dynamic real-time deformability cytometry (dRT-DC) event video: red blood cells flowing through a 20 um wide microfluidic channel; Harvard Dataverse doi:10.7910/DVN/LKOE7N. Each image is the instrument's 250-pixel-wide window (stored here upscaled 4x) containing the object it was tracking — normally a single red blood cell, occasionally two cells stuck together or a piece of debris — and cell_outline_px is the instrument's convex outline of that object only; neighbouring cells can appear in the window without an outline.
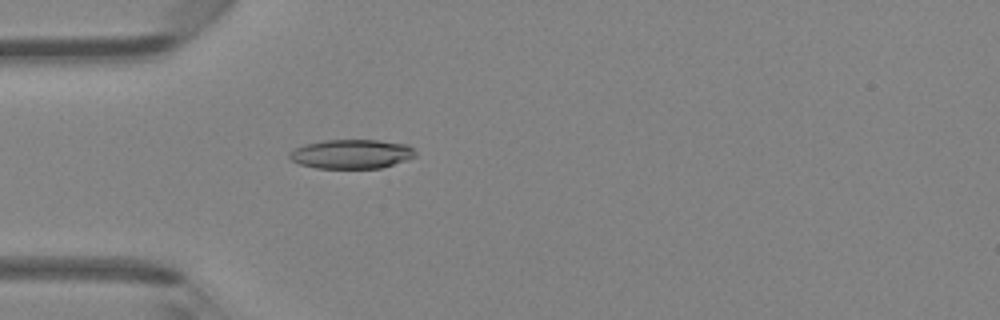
{"species": "Egyptian fruit bat (a non-hibernating species)", "species_latin": "Rousettus aegyptiacus", "temperature_condition": "room temperature", "stored_images_in_passage": 34, "camera_frame_rate_fps": 3000, "um_per_image_px": 0.085, "animal": {"sex": "female"}, "frame": {"image": 1, "passage_image": 1, "time_ms": 0.0, "image_size_px": [1000, 320], "cell_outline_px": [[416, 156], [380, 168], [316, 168], [300, 164], [292, 160], [288, 156], [288, 152], [304, 144], [324, 140], [380, 140], [408, 144], [416, 152]], "centroid_in_image_um": [29.86, 13.08], "position_along_channel_um": 55.1, "area_um2": 21.39}}
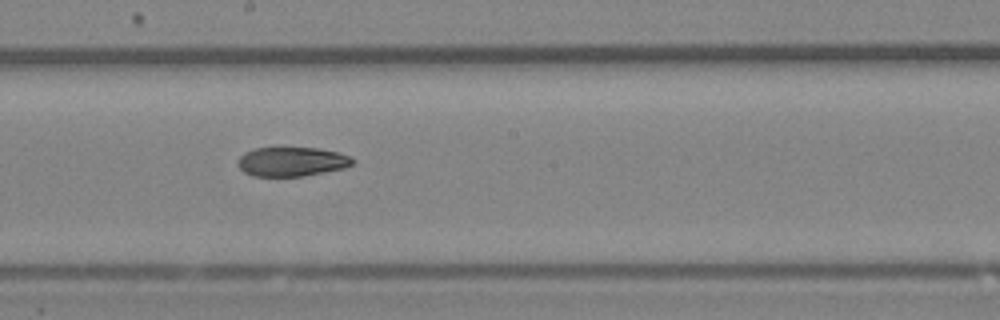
{"frame": {"image": 2, "passage_image": 13, "time_ms": 4.0, "image_size_px": [1000, 320], "cell_outline_px": [[356, 160], [352, 164], [344, 168], [304, 176], [252, 176], [244, 172], [236, 164], [240, 156], [244, 152], [252, 148], [320, 148], [340, 152], [352, 156]], "centroid_in_image_um": [24.81, 13.73], "position_along_channel_um": 223.4, "area_um2": 19.83}}
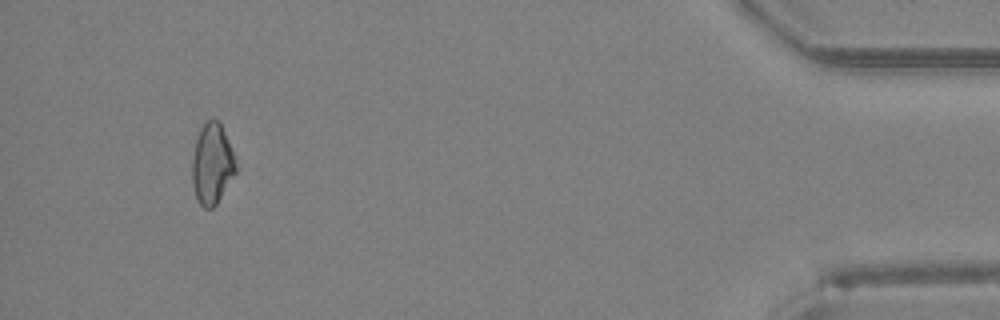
{"frame": {"image": 3, "passage_image": 31, "time_ms": 10.0, "image_size_px": [1000, 320], "cell_outline_px": [[240, 168], [216, 204], [212, 208], [204, 208], [196, 200], [192, 184], [192, 160], [196, 140], [200, 128], [212, 116], [220, 120]], "centroid_in_image_um": [18.06, 13.91], "position_along_channel_um": 417.1, "area_um2": 21.15}, "authors_computed_cell_mechanics": {"area_um2": 20.7502, "velocity_mm_per_s": 4.3808, "shape_relaxation_time_tau1_ms": 7.2183, "shape_relaxation_time_tau2_ms": 6.2869, "deformation_change_tau1": 0.163, "deformation_change_tau2": 0.1296}}